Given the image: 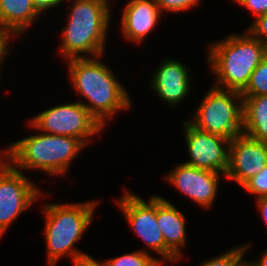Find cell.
<instances>
[{
    "label": "cell",
    "instance_id": "6da1fadb",
    "mask_svg": "<svg viewBox=\"0 0 267 266\" xmlns=\"http://www.w3.org/2000/svg\"><path fill=\"white\" fill-rule=\"evenodd\" d=\"M96 57L71 58L68 76L77 94L87 99L82 103L89 113L105 128L108 119L131 107V98L124 85L111 69ZM89 103V104H88Z\"/></svg>",
    "mask_w": 267,
    "mask_h": 266
},
{
    "label": "cell",
    "instance_id": "7a4b0ae2",
    "mask_svg": "<svg viewBox=\"0 0 267 266\" xmlns=\"http://www.w3.org/2000/svg\"><path fill=\"white\" fill-rule=\"evenodd\" d=\"M67 8L70 10L67 25L62 27L58 47L63 59L103 55L111 23L109 1L74 0Z\"/></svg>",
    "mask_w": 267,
    "mask_h": 266
},
{
    "label": "cell",
    "instance_id": "3957f363",
    "mask_svg": "<svg viewBox=\"0 0 267 266\" xmlns=\"http://www.w3.org/2000/svg\"><path fill=\"white\" fill-rule=\"evenodd\" d=\"M208 44L207 64L216 75L214 86L222 90L242 92L251 74L267 56V47L247 30Z\"/></svg>",
    "mask_w": 267,
    "mask_h": 266
},
{
    "label": "cell",
    "instance_id": "277c9868",
    "mask_svg": "<svg viewBox=\"0 0 267 266\" xmlns=\"http://www.w3.org/2000/svg\"><path fill=\"white\" fill-rule=\"evenodd\" d=\"M85 146L78 138L40 131L11 143L5 151L0 152L19 171L37 169L48 176H63Z\"/></svg>",
    "mask_w": 267,
    "mask_h": 266
},
{
    "label": "cell",
    "instance_id": "5b68a950",
    "mask_svg": "<svg viewBox=\"0 0 267 266\" xmlns=\"http://www.w3.org/2000/svg\"><path fill=\"white\" fill-rule=\"evenodd\" d=\"M96 200L80 203H46L43 204L45 214V240L47 248V266H55L62 257L69 256L72 261L87 255L74 248L89 225L93 222Z\"/></svg>",
    "mask_w": 267,
    "mask_h": 266
},
{
    "label": "cell",
    "instance_id": "8992f818",
    "mask_svg": "<svg viewBox=\"0 0 267 266\" xmlns=\"http://www.w3.org/2000/svg\"><path fill=\"white\" fill-rule=\"evenodd\" d=\"M197 129L229 140L243 134V98L241 92L212 86L200 101L192 119Z\"/></svg>",
    "mask_w": 267,
    "mask_h": 266
},
{
    "label": "cell",
    "instance_id": "52a82bcc",
    "mask_svg": "<svg viewBox=\"0 0 267 266\" xmlns=\"http://www.w3.org/2000/svg\"><path fill=\"white\" fill-rule=\"evenodd\" d=\"M28 126L47 134L75 137L85 145L104 129L81 101L44 110L34 116Z\"/></svg>",
    "mask_w": 267,
    "mask_h": 266
},
{
    "label": "cell",
    "instance_id": "ba28073f",
    "mask_svg": "<svg viewBox=\"0 0 267 266\" xmlns=\"http://www.w3.org/2000/svg\"><path fill=\"white\" fill-rule=\"evenodd\" d=\"M119 197L117 204L124 218L146 246L160 255L161 263L179 259L165 246L164 237L157 223V196L151 195L147 202L131 191ZM164 262V263H163Z\"/></svg>",
    "mask_w": 267,
    "mask_h": 266
},
{
    "label": "cell",
    "instance_id": "9c48e42d",
    "mask_svg": "<svg viewBox=\"0 0 267 266\" xmlns=\"http://www.w3.org/2000/svg\"><path fill=\"white\" fill-rule=\"evenodd\" d=\"M5 160L0 153V237L43 194L35 183Z\"/></svg>",
    "mask_w": 267,
    "mask_h": 266
},
{
    "label": "cell",
    "instance_id": "30bf717a",
    "mask_svg": "<svg viewBox=\"0 0 267 266\" xmlns=\"http://www.w3.org/2000/svg\"><path fill=\"white\" fill-rule=\"evenodd\" d=\"M186 147L190 156L185 164L199 169L226 174L230 140L201 131L187 120L182 123Z\"/></svg>",
    "mask_w": 267,
    "mask_h": 266
},
{
    "label": "cell",
    "instance_id": "8fae6325",
    "mask_svg": "<svg viewBox=\"0 0 267 266\" xmlns=\"http://www.w3.org/2000/svg\"><path fill=\"white\" fill-rule=\"evenodd\" d=\"M179 164L166 174L165 180L200 207L209 209L212 204L214 205L218 194L219 178L221 175L225 177V174L199 169L185 163Z\"/></svg>",
    "mask_w": 267,
    "mask_h": 266
},
{
    "label": "cell",
    "instance_id": "7c38bea8",
    "mask_svg": "<svg viewBox=\"0 0 267 266\" xmlns=\"http://www.w3.org/2000/svg\"><path fill=\"white\" fill-rule=\"evenodd\" d=\"M267 165V143L241 134L230 140L225 177L243 186Z\"/></svg>",
    "mask_w": 267,
    "mask_h": 266
},
{
    "label": "cell",
    "instance_id": "4fadbf2b",
    "mask_svg": "<svg viewBox=\"0 0 267 266\" xmlns=\"http://www.w3.org/2000/svg\"><path fill=\"white\" fill-rule=\"evenodd\" d=\"M152 74L151 90L172 108L183 102L191 91L190 70L179 60L167 59Z\"/></svg>",
    "mask_w": 267,
    "mask_h": 266
},
{
    "label": "cell",
    "instance_id": "5bb4252c",
    "mask_svg": "<svg viewBox=\"0 0 267 266\" xmlns=\"http://www.w3.org/2000/svg\"><path fill=\"white\" fill-rule=\"evenodd\" d=\"M122 13L121 33L138 44L155 29L162 14L155 0H128Z\"/></svg>",
    "mask_w": 267,
    "mask_h": 266
},
{
    "label": "cell",
    "instance_id": "9a60e30c",
    "mask_svg": "<svg viewBox=\"0 0 267 266\" xmlns=\"http://www.w3.org/2000/svg\"><path fill=\"white\" fill-rule=\"evenodd\" d=\"M185 216L172 202L157 196V223L164 237L165 246L180 260L185 247Z\"/></svg>",
    "mask_w": 267,
    "mask_h": 266
},
{
    "label": "cell",
    "instance_id": "2e32d148",
    "mask_svg": "<svg viewBox=\"0 0 267 266\" xmlns=\"http://www.w3.org/2000/svg\"><path fill=\"white\" fill-rule=\"evenodd\" d=\"M40 15L33 0H0V25L12 38L21 37Z\"/></svg>",
    "mask_w": 267,
    "mask_h": 266
},
{
    "label": "cell",
    "instance_id": "e0dca14e",
    "mask_svg": "<svg viewBox=\"0 0 267 266\" xmlns=\"http://www.w3.org/2000/svg\"><path fill=\"white\" fill-rule=\"evenodd\" d=\"M242 98L243 134L267 143V95Z\"/></svg>",
    "mask_w": 267,
    "mask_h": 266
},
{
    "label": "cell",
    "instance_id": "ac0fdd59",
    "mask_svg": "<svg viewBox=\"0 0 267 266\" xmlns=\"http://www.w3.org/2000/svg\"><path fill=\"white\" fill-rule=\"evenodd\" d=\"M106 266H161L160 258L150 255L147 250H137L104 260Z\"/></svg>",
    "mask_w": 267,
    "mask_h": 266
},
{
    "label": "cell",
    "instance_id": "d6986e66",
    "mask_svg": "<svg viewBox=\"0 0 267 266\" xmlns=\"http://www.w3.org/2000/svg\"><path fill=\"white\" fill-rule=\"evenodd\" d=\"M242 96L267 95V56L251 74L250 81L241 92Z\"/></svg>",
    "mask_w": 267,
    "mask_h": 266
},
{
    "label": "cell",
    "instance_id": "ffe728a7",
    "mask_svg": "<svg viewBox=\"0 0 267 266\" xmlns=\"http://www.w3.org/2000/svg\"><path fill=\"white\" fill-rule=\"evenodd\" d=\"M250 245L252 243L232 248L221 255L204 261L198 266H237L244 258L245 252L251 247Z\"/></svg>",
    "mask_w": 267,
    "mask_h": 266
},
{
    "label": "cell",
    "instance_id": "44dd1931",
    "mask_svg": "<svg viewBox=\"0 0 267 266\" xmlns=\"http://www.w3.org/2000/svg\"><path fill=\"white\" fill-rule=\"evenodd\" d=\"M245 191L255 195L256 198L267 194V165L250 178L243 186Z\"/></svg>",
    "mask_w": 267,
    "mask_h": 266
},
{
    "label": "cell",
    "instance_id": "7402d4cb",
    "mask_svg": "<svg viewBox=\"0 0 267 266\" xmlns=\"http://www.w3.org/2000/svg\"><path fill=\"white\" fill-rule=\"evenodd\" d=\"M201 0H155L161 13L165 12H182L194 8Z\"/></svg>",
    "mask_w": 267,
    "mask_h": 266
},
{
    "label": "cell",
    "instance_id": "603a6c76",
    "mask_svg": "<svg viewBox=\"0 0 267 266\" xmlns=\"http://www.w3.org/2000/svg\"><path fill=\"white\" fill-rule=\"evenodd\" d=\"M247 31L267 47V13L255 18Z\"/></svg>",
    "mask_w": 267,
    "mask_h": 266
},
{
    "label": "cell",
    "instance_id": "cb8c5ba5",
    "mask_svg": "<svg viewBox=\"0 0 267 266\" xmlns=\"http://www.w3.org/2000/svg\"><path fill=\"white\" fill-rule=\"evenodd\" d=\"M241 7L248 9L256 18L267 13V0H234Z\"/></svg>",
    "mask_w": 267,
    "mask_h": 266
},
{
    "label": "cell",
    "instance_id": "d4e9b609",
    "mask_svg": "<svg viewBox=\"0 0 267 266\" xmlns=\"http://www.w3.org/2000/svg\"><path fill=\"white\" fill-rule=\"evenodd\" d=\"M10 39L11 35L0 25V66H2L6 55L13 51L8 49V45L11 44Z\"/></svg>",
    "mask_w": 267,
    "mask_h": 266
},
{
    "label": "cell",
    "instance_id": "484cf974",
    "mask_svg": "<svg viewBox=\"0 0 267 266\" xmlns=\"http://www.w3.org/2000/svg\"><path fill=\"white\" fill-rule=\"evenodd\" d=\"M65 0H33L34 7L42 14L45 10L60 6Z\"/></svg>",
    "mask_w": 267,
    "mask_h": 266
},
{
    "label": "cell",
    "instance_id": "4316f807",
    "mask_svg": "<svg viewBox=\"0 0 267 266\" xmlns=\"http://www.w3.org/2000/svg\"><path fill=\"white\" fill-rule=\"evenodd\" d=\"M73 266H106L105 262L103 263L97 261L90 255H85L82 257H79L73 261Z\"/></svg>",
    "mask_w": 267,
    "mask_h": 266
},
{
    "label": "cell",
    "instance_id": "83f0119b",
    "mask_svg": "<svg viewBox=\"0 0 267 266\" xmlns=\"http://www.w3.org/2000/svg\"><path fill=\"white\" fill-rule=\"evenodd\" d=\"M256 204L267 228V194L256 198Z\"/></svg>",
    "mask_w": 267,
    "mask_h": 266
},
{
    "label": "cell",
    "instance_id": "f1b7e54d",
    "mask_svg": "<svg viewBox=\"0 0 267 266\" xmlns=\"http://www.w3.org/2000/svg\"><path fill=\"white\" fill-rule=\"evenodd\" d=\"M251 263L254 266H267V250L263 252L262 256H260V259L258 258V260L251 261Z\"/></svg>",
    "mask_w": 267,
    "mask_h": 266
},
{
    "label": "cell",
    "instance_id": "f546056e",
    "mask_svg": "<svg viewBox=\"0 0 267 266\" xmlns=\"http://www.w3.org/2000/svg\"><path fill=\"white\" fill-rule=\"evenodd\" d=\"M237 266H254V265L251 263V261L246 262V261H243L242 259Z\"/></svg>",
    "mask_w": 267,
    "mask_h": 266
}]
</instances>
